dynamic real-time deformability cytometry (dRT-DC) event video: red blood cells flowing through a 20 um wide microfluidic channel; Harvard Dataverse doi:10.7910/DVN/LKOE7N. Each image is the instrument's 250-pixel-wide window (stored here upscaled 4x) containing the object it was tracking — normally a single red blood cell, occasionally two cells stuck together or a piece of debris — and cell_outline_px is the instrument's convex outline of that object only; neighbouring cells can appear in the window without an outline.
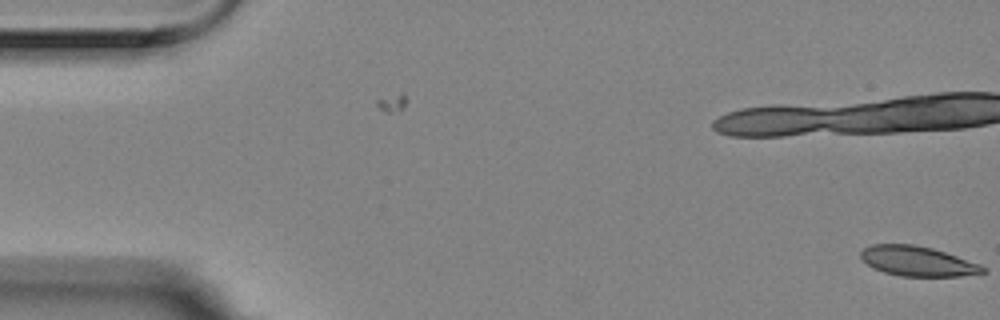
{"species": "Egyptian fruit bat (a non-hibernating species)", "species_latin": "Rousettus aegyptiacus", "temperature_condition": "room temperature", "stored_images_in_passage": 17, "camera_frame_rate_fps": 3000, "um_per_image_px": 0.085, "animal": {"sex": "female"}, "frame": {"image": 1, "passage_image": 1, "time_ms": 0.0, "image_size_px": [1000, 320], "cell_outline_px": [[984, 272], [952, 276], [912, 276], [888, 272], [876, 268], [864, 260], [864, 252], [868, 248], [880, 244], [904, 244], [928, 248], [952, 256], [984, 268]], "centroid_in_image_um": [77.97, 22.21], "position_along_channel_um": 7.0, "area_um2": 19.13}}